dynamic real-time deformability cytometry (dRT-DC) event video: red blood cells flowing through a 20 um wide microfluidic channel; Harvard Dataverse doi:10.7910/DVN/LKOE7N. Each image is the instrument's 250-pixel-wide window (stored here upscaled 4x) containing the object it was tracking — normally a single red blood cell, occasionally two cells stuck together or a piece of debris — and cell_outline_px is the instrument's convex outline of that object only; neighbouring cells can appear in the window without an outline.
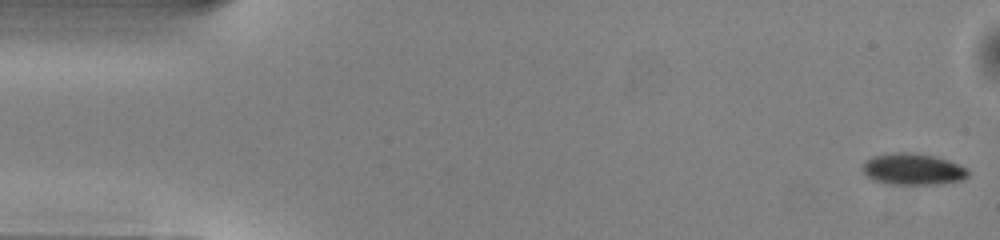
{"species": "common noctule bat (a hibernating species)", "species_latin": "Nyctalus noctula", "temperature_condition": "warm", "stored_images_in_passage": 50, "camera_frame_rate_fps": 3000, "um_per_image_px": 0.085, "animal": {"sex": "male", "body_mass_g": 13.0, "forearm_length_mm": 53.1}, "frame": {"image": 1, "passage_image": 1, "time_ms": 0.0, "image_size_px": [1000, 240], "cell_outline_px": [[968, 176], [960, 180], [936, 184], [888, 184], [872, 180], [864, 172], [864, 164], [872, 156], [896, 152], [904, 152], [932, 156], [948, 160], [968, 168]], "centroid_in_image_um": [77.6, 14.39], "position_along_channel_um": 7.4, "area_um2": 19.02}}
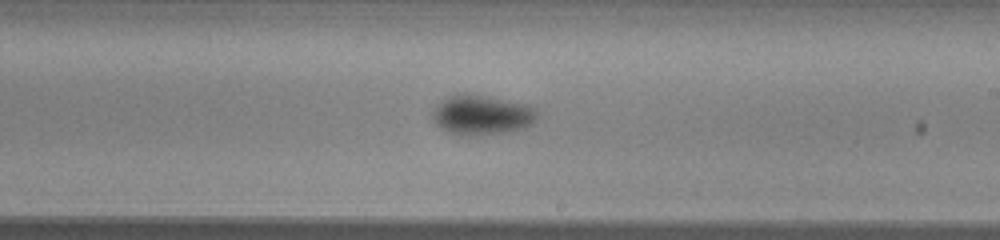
{"frame": {"image": 2, "passage_image": 29, "time_ms": 9.333, "image_size_px": [1000, 240], "cell_outline_px": [[540, 116], [532, 124], [524, 128], [504, 132], [480, 136], [468, 136], [448, 132], [436, 124], [432, 116], [432, 108], [448, 96], [460, 92], [464, 92], [532, 104]], "centroid_in_image_um": [40.98, 9.75], "position_along_channel_um": 248.0, "area_um2": 24.85}}
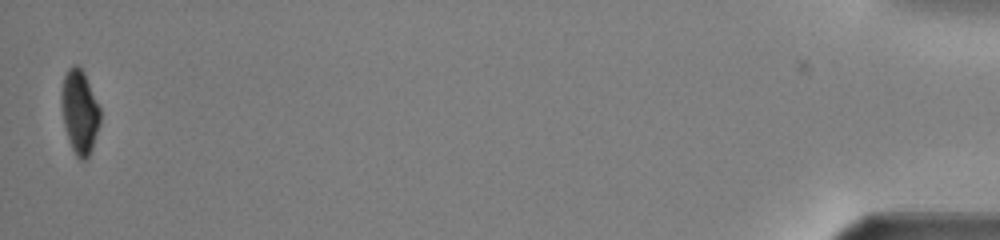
{"frame": {"image": 3, "passage_image": 50, "time_ms": 16.333, "image_size_px": [1000, 240], "cell_outline_px": [[100, 124], [92, 148], [88, 156], [84, 160], [80, 160], [76, 156], [72, 148], [64, 124], [60, 96], [64, 76], [68, 68], [76, 64], [84, 72], [100, 108]], "centroid_in_image_um": [6.77, 9.49], "position_along_channel_um": 428.4, "area_um2": 18.73}, "authors_computed_cell_mechanics": {"area_um2": 21.7328, "velocity_mm_per_s": 4.0392, "shape_relaxation_time_tau1_ms": 2.2169, "shape_relaxation_time_tau2_ms": null, "deformation_change_tau1": 0.0988, "deformation_change_tau2": null}}